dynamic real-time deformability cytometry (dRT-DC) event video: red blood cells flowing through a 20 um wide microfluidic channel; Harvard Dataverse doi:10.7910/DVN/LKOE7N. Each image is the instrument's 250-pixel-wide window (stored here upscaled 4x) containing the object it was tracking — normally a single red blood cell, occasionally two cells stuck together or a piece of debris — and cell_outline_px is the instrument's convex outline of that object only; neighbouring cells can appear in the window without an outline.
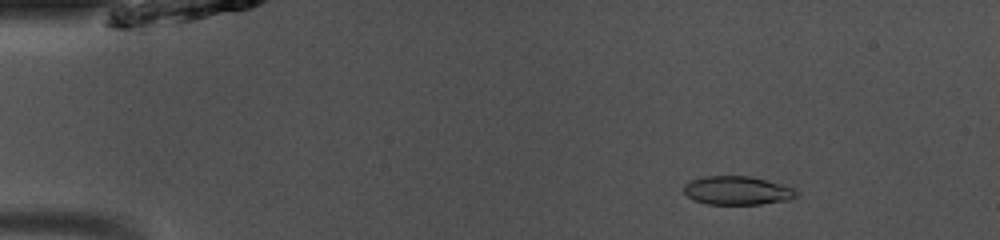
{"species": "common noctule bat (a hibernating species)", "species_latin": "Nyctalus noctula", "temperature_condition": "room temperature", "stored_images_in_passage": 49, "camera_frame_rate_fps": 3000, "um_per_image_px": 0.085, "animal": {"sex": "male", "body_mass_g": 13.0, "forearm_length_mm": 53.1}, "frame": {"image": 1, "passage_image": 7, "time_ms": 2.0, "image_size_px": [1000, 240], "cell_outline_px": [[800, 192], [796, 196], [788, 200], [760, 204], [708, 204], [696, 200], [688, 196], [684, 192], [684, 184], [692, 180], [704, 176], [752, 176], [796, 188]], "centroid_in_image_um": [62.72, 16.19], "position_along_channel_um": 22.3, "area_um2": 18.79}}
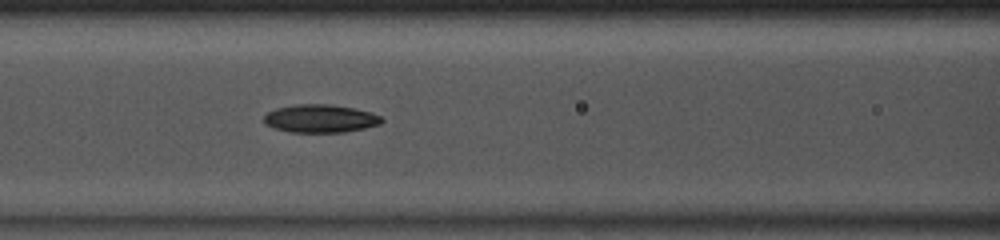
{"frame": {"image": 2, "passage_image": 21, "time_ms": 6.667, "image_size_px": [1000, 240], "cell_outline_px": [[384, 120], [380, 124], [364, 128], [344, 132], [288, 132], [276, 128], [268, 124], [264, 120], [264, 116], [268, 112], [276, 108], [296, 104], [328, 104], [352, 108], [372, 112], [380, 116]], "centroid_in_image_um": [27.25, 10.07], "position_along_channel_um": 139.4, "area_um2": 19.07}}
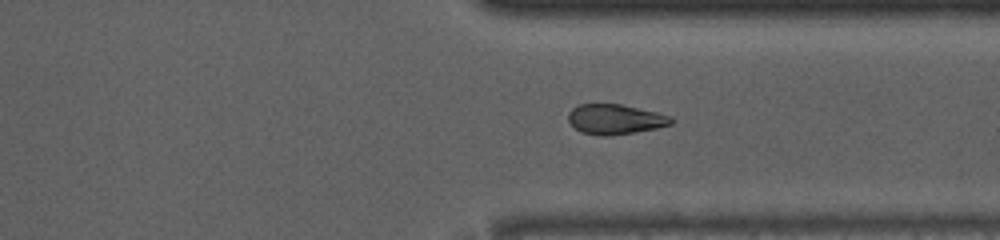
{"frame": {"image": 3, "passage_image": 37, "time_ms": 12.0, "image_size_px": [1000, 240], "cell_outline_px": [[672, 124], [656, 128], [636, 132], [608, 136], [600, 136], [580, 132], [568, 120], [568, 112], [572, 108], [580, 104], [620, 104], [656, 112], [672, 116]], "centroid_in_image_um": [52.28, 10.14], "position_along_channel_um": 359.1, "area_um2": 17.98}}